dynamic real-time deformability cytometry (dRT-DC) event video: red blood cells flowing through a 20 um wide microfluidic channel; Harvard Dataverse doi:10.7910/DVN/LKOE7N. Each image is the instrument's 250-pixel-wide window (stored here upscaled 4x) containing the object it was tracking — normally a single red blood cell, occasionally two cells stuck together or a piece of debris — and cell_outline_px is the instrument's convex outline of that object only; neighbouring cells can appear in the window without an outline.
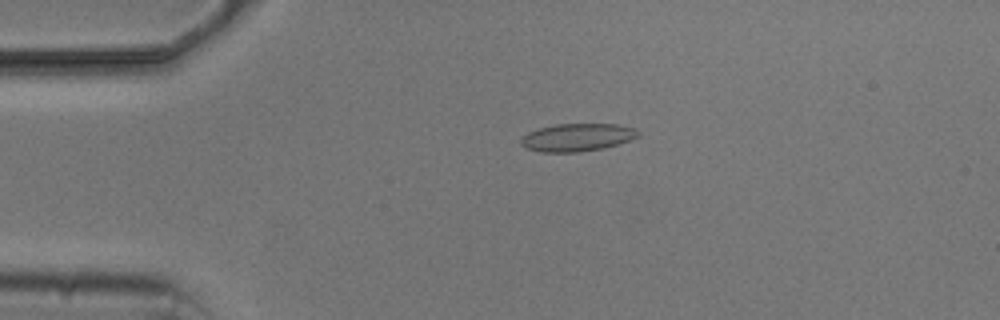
{"species": "common noctule bat (a hibernating species)", "species_latin": "Nyctalus noctula", "temperature_condition": "cold", "stored_images_in_passage": 4, "camera_frame_rate_fps": 3000, "um_per_image_px": 0.085, "animal": {"sex": "male", "body_mass_g": 20.5, "forearm_length_mm": 52.5}, "frame": {"image": 1, "passage_image": 4, "time_ms": 3.667, "image_size_px": [1000, 320], "cell_outline_px": [[640, 136], [604, 148], [580, 152], [540, 152], [528, 148], [520, 144], [520, 140], [528, 132], [540, 128], [556, 124], [616, 124], [632, 128], [640, 132]], "centroid_in_image_um": [49.05, 11.68], "position_along_channel_um": 35.9, "area_um2": 18.79}}